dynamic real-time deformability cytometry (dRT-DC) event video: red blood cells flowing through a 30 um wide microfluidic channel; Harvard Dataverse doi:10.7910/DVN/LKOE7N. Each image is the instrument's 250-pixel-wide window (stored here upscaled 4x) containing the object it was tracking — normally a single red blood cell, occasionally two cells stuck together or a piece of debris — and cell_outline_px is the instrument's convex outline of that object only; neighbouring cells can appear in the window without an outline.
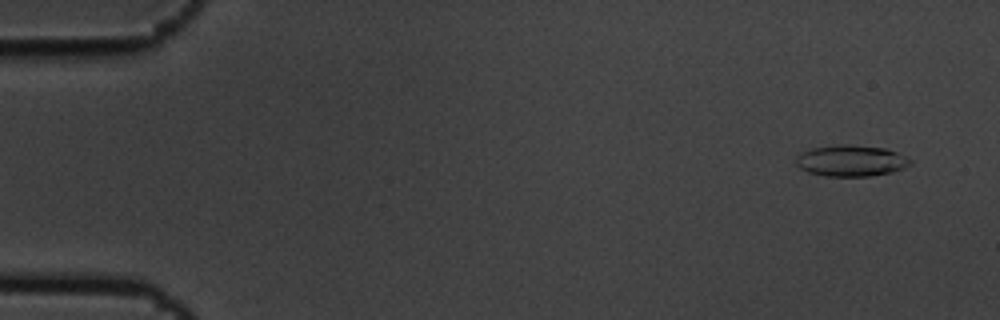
{"species": "common noctule bat (a hibernating species)", "species_latin": "Nyctalus noctula", "temperature_condition": "cold", "stored_images_in_passage": 6, "camera_frame_rate_fps": 3000, "um_per_image_px": 0.085, "animal": {"sex": "male", "body_mass_g": 19.5, "forearm_length_mm": 54.6}, "frame": {"image": 1, "passage_image": 1, "time_ms": 0.0, "image_size_px": [1000, 320], "cell_outline_px": [[912, 164], [904, 168], [892, 172], [868, 176], [824, 176], [808, 172], [800, 168], [796, 164], [796, 156], [812, 148], [840, 144], [848, 144], [884, 148], [896, 152], [912, 160]], "centroid_in_image_um": [72.34, 13.66], "position_along_channel_um": 12.7, "area_um2": 20.75}}
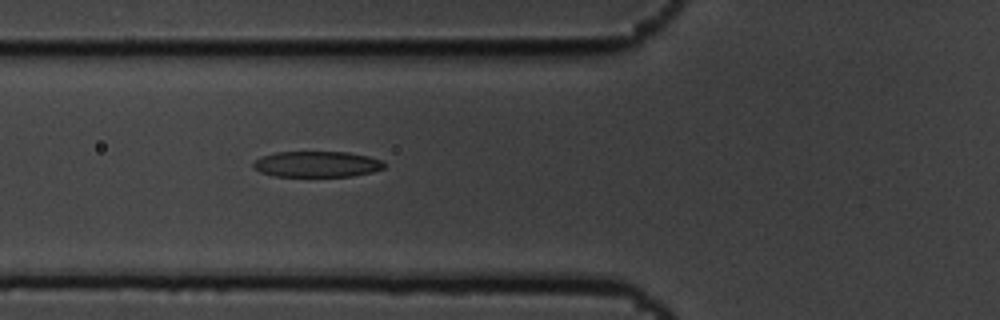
{"frame": {"image": 2, "passage_image": 6, "time_ms": 1.667, "image_size_px": [1000, 320], "cell_outline_px": [[384, 168], [372, 172], [352, 176], [276, 176], [260, 172], [252, 164], [260, 156], [276, 152], [348, 152], [368, 156], [380, 160], [384, 164]], "centroid_in_image_um": [26.93, 13.95], "position_along_channel_um": 98.9, "area_um2": 19.59}}